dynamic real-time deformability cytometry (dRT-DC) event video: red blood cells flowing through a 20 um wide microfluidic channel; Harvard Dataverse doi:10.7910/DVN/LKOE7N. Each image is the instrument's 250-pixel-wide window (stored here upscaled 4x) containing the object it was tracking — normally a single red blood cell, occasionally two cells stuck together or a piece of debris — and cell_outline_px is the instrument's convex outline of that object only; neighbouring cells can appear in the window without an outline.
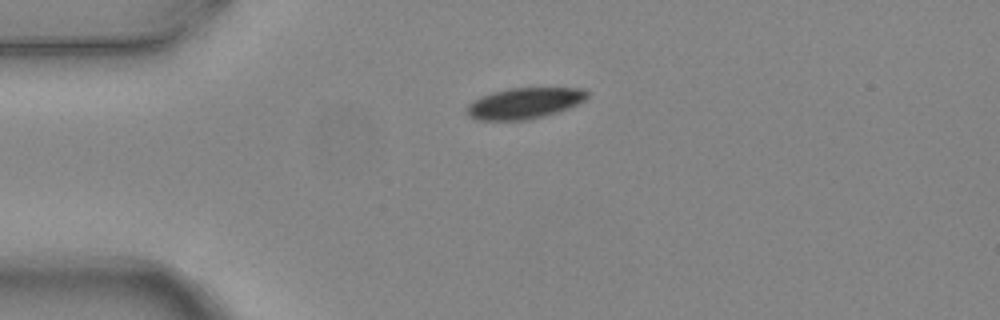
{"species": "common noctule bat (a hibernating species)", "species_latin": "Nyctalus noctula", "temperature_condition": "warm", "stored_images_in_passage": 4, "camera_frame_rate_fps": 3000, "um_per_image_px": 0.085, "animal": {"sex": "female", "body_mass_g": 24.6, "forearm_length_mm": 56.2}, "frame": {"image": 1, "passage_image": 1, "time_ms": 0.0, "image_size_px": [1000, 320], "cell_outline_px": [[588, 96], [584, 100], [568, 108], [544, 116], [528, 120], [476, 120], [468, 116], [464, 112], [468, 104], [472, 100], [480, 96], [492, 92], [508, 88], [584, 88], [588, 92]], "centroid_in_image_um": [44.51, 8.77], "position_along_channel_um": 40.5, "area_um2": 21.91}}
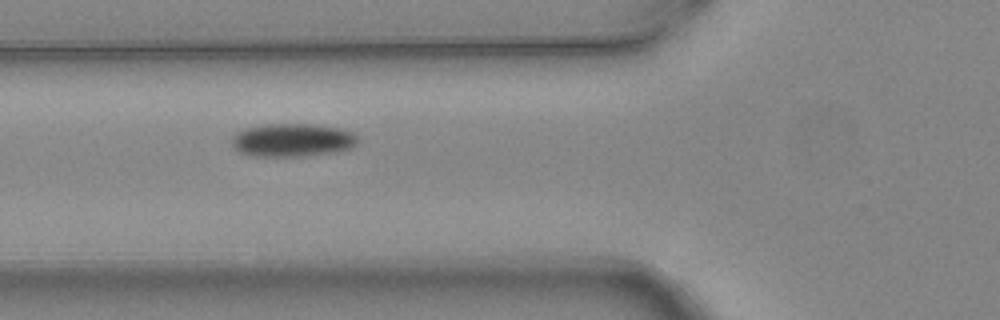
{"frame": {"image": 2, "passage_image": 3, "time_ms": 0.667, "image_size_px": [1000, 320], "cell_outline_px": [[356, 144], [348, 148], [336, 152], [304, 156], [252, 156], [240, 152], [232, 148], [232, 136], [236, 132], [244, 128], [264, 124], [312, 124], [340, 128], [352, 132], [356, 136]], "centroid_in_image_um": [24.8, 11.9], "position_along_channel_um": 101.0, "area_um2": 24.45}}
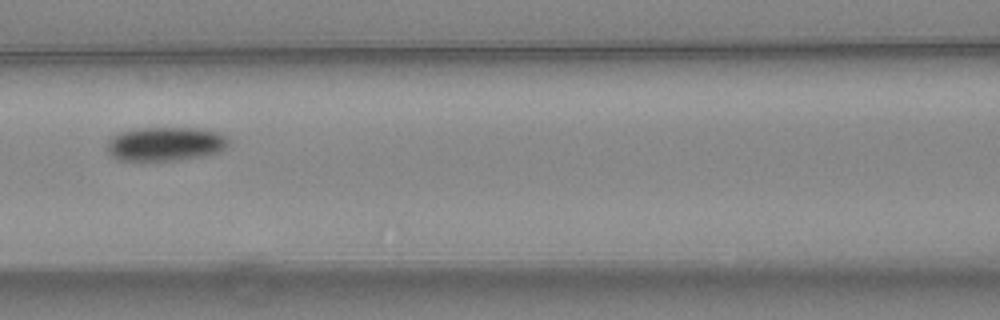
{"frame": {"image": 3, "passage_image": 4, "time_ms": 1.0, "image_size_px": [1000, 320], "cell_outline_px": [[232, 140], [228, 148], [220, 152], [204, 156], [176, 160], [116, 160], [108, 152], [108, 140], [112, 136], [120, 132], [136, 128], [200, 128], [220, 132]], "centroid_in_image_um": [14.13, 12.22], "position_along_channel_um": 152.5, "area_um2": 24.45}}